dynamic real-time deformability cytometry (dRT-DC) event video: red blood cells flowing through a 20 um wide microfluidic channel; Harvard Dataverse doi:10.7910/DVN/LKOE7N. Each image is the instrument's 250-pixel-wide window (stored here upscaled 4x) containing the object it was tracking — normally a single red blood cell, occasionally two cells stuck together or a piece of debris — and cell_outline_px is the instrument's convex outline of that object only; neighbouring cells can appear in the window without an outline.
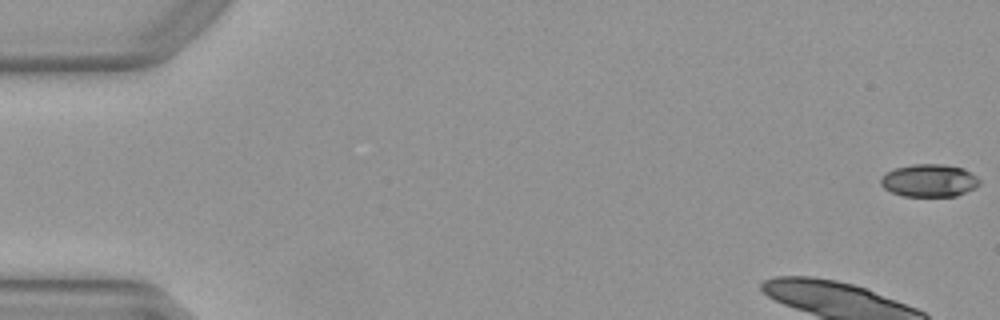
{"species": "Egyptian fruit bat (a non-hibernating species)", "species_latin": "Rousettus aegyptiacus", "temperature_condition": "warm", "stored_images_in_passage": 32, "camera_frame_rate_fps": 3000, "um_per_image_px": 0.085, "animal": {"sex": "female"}, "frame": {"image": 1, "passage_image": 1, "time_ms": 0.0, "image_size_px": [1000, 320], "cell_outline_px": [[980, 184], [956, 196], [904, 196], [892, 192], [884, 188], [880, 184], [880, 180], [884, 172], [896, 168], [912, 164], [944, 164], [964, 168], [976, 176], [980, 180]], "centroid_in_image_um": [78.96, 15.33], "position_along_channel_um": 6.0, "area_um2": 18.79}}